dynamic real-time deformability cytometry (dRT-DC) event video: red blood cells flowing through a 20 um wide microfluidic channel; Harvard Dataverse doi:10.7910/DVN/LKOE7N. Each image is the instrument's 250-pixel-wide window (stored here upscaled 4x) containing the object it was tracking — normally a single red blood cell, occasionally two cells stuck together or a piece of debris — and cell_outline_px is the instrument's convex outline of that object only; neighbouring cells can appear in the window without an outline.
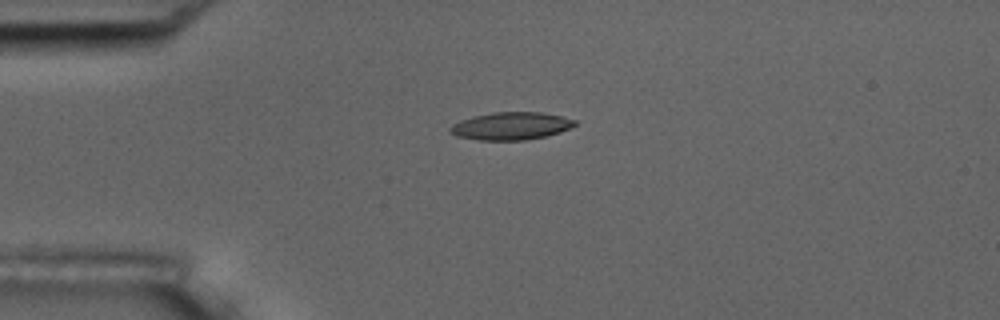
{"species": "common noctule bat (a hibernating species)", "species_latin": "Nyctalus noctula", "temperature_condition": "room temperature", "stored_images_in_passage": 11, "camera_frame_rate_fps": 3000, "um_per_image_px": 0.085, "animal": {"sex": "male", "body_mass_g": 17.5, "forearm_length_mm": 52.3}, "frame": {"image": 1, "passage_image": 2, "time_ms": 2.0, "image_size_px": [1000, 320], "cell_outline_px": [[576, 124], [572, 128], [560, 132], [544, 136], [524, 140], [480, 140], [456, 136], [448, 132], [448, 128], [452, 124], [460, 120], [472, 116], [492, 112], [540, 112], [560, 116], [576, 120]], "centroid_in_image_um": [43.39, 10.7], "position_along_channel_um": 41.6, "area_um2": 20.17}, "authors_computed_cell_mechanics": {"area_um2": 19.7676, "velocity_mm_per_s": 3.646, "shape_relaxation_time_tau1_ms": 4.443, "shape_relaxation_time_tau2_ms": 2.2431, "deformation_change_tau1": 0.1709, "deformation_change_tau2": 0.0815}}